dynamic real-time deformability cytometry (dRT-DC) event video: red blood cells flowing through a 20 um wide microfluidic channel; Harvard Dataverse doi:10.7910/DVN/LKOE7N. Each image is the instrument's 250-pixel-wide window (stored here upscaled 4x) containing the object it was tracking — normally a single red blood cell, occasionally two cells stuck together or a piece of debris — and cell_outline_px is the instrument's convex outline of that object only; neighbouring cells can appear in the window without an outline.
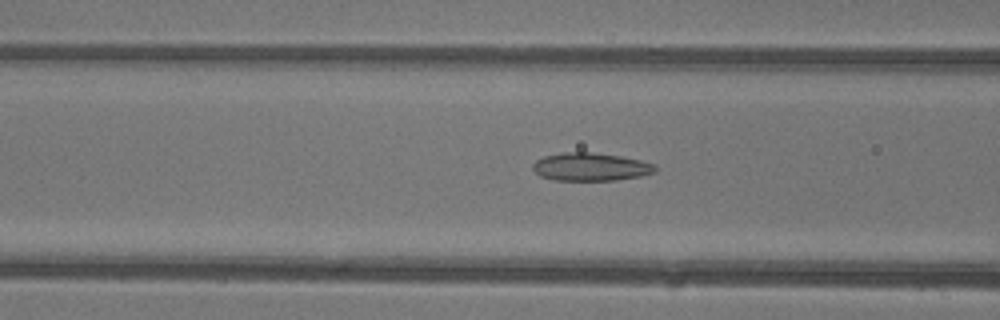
{"species": "common noctule bat (a hibernating species)", "species_latin": "Nyctalus noctula", "temperature_condition": "warm", "stored_images_in_passage": 47, "camera_frame_rate_fps": 3000, "um_per_image_px": 0.085, "animal": {"sex": "female"}, "frame": {"image": 1, "passage_image": 19, "time_ms": 6.0, "image_size_px": [1000, 320], "cell_outline_px": [[656, 172], [640, 176], [616, 180], [556, 180], [540, 176], [532, 168], [532, 164], [536, 160], [544, 156], [560, 152], [592, 152], [620, 156], [640, 160], [656, 164]], "centroid_in_image_um": [50.2, 14.17], "position_along_channel_um": 116.4, "area_um2": 20.06}}
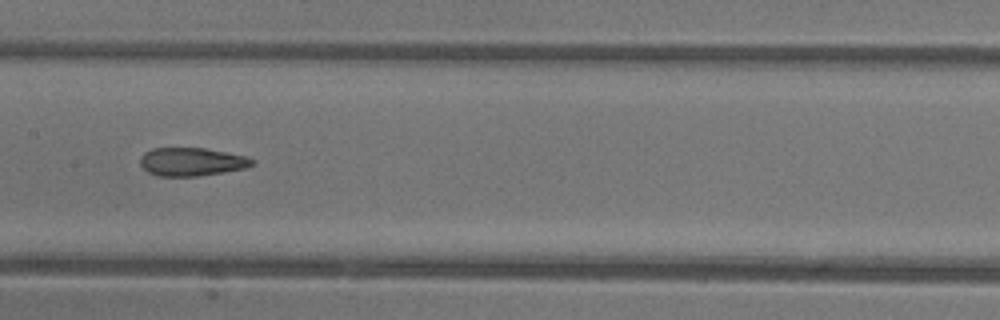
{"frame": {"image": 2, "passage_image": 24, "time_ms": 7.667, "image_size_px": [1000, 320], "cell_outline_px": [[256, 164], [244, 168], [196, 176], [156, 176], [148, 172], [140, 164], [140, 156], [144, 152], [152, 148], [204, 148], [248, 156], [256, 160]], "centroid_in_image_um": [16.29, 13.74], "position_along_channel_um": 191.1, "area_um2": 18.5}}
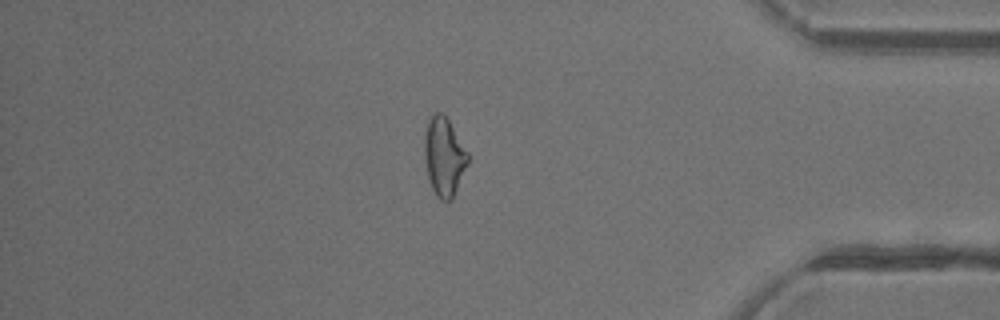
{"frame": {"image": 3, "passage_image": 40, "time_ms": 13.0, "image_size_px": [1000, 320], "cell_outline_px": [[468, 164], [452, 200], [440, 200], [436, 196], [432, 188], [428, 176], [424, 156], [424, 136], [428, 116], [436, 112], [440, 112], [448, 120], [468, 152]], "centroid_in_image_um": [37.73, 13.31], "position_along_channel_um": 397.5, "area_um2": 19.88}, "authors_computed_cell_mechanics": {"area_um2": 20.23, "velocity_mm_per_s": 4.4567, "shape_relaxation_time_tau1_ms": null, "shape_relaxation_time_tau2_ms": 1.8273, "deformation_change_tau1": null, "deformation_change_tau2": 0.0917}}